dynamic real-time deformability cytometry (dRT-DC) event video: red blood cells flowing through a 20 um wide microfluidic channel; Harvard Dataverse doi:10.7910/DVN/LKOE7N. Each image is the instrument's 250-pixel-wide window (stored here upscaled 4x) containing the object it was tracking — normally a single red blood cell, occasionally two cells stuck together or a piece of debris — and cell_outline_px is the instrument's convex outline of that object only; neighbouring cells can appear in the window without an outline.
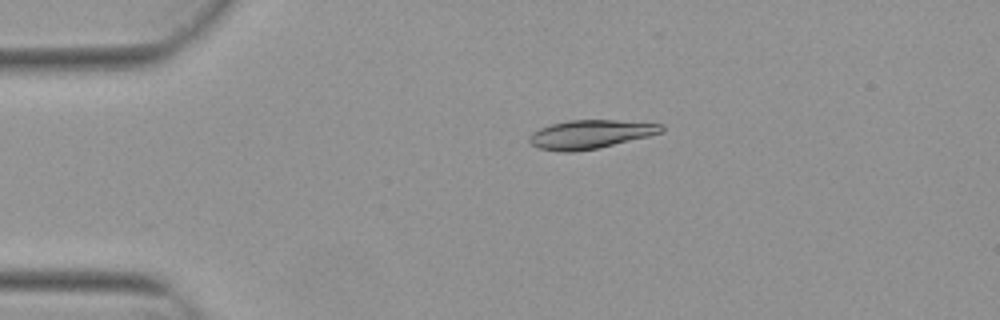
{"species": "Egyptian fruit bat (a non-hibernating species)", "species_latin": "Rousettus aegyptiacus", "temperature_condition": "warm", "stored_images_in_passage": 4, "camera_frame_rate_fps": 3000, "um_per_image_px": 0.085, "animal": {"sex": "female"}, "frame": {"image": 1, "passage_image": 2, "time_ms": 0.333, "image_size_px": [1000, 320], "cell_outline_px": [[664, 132], [648, 136], [596, 148], [572, 152], [560, 152], [540, 148], [532, 144], [528, 140], [528, 136], [532, 132], [540, 128], [552, 124], [568, 120], [616, 120], [664, 124]], "centroid_in_image_um": [50.18, 11.4], "position_along_channel_um": 34.8, "area_um2": 21.91}}
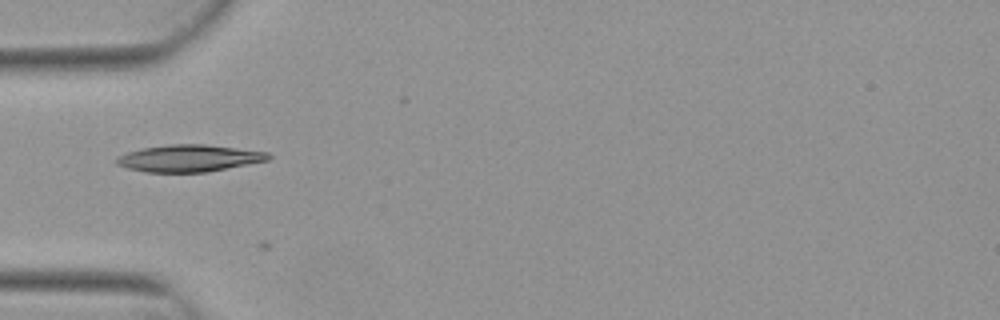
{"frame": {"image": 2, "passage_image": 3, "time_ms": 0.667, "image_size_px": [1000, 320], "cell_outline_px": [[272, 156], [268, 160], [208, 172], [144, 172], [128, 168], [116, 164], [116, 160], [120, 156], [128, 152], [144, 148], [172, 144], [204, 144], [268, 152]], "centroid_in_image_um": [16.09, 13.45], "position_along_channel_um": 68.9, "area_um2": 23.58}}